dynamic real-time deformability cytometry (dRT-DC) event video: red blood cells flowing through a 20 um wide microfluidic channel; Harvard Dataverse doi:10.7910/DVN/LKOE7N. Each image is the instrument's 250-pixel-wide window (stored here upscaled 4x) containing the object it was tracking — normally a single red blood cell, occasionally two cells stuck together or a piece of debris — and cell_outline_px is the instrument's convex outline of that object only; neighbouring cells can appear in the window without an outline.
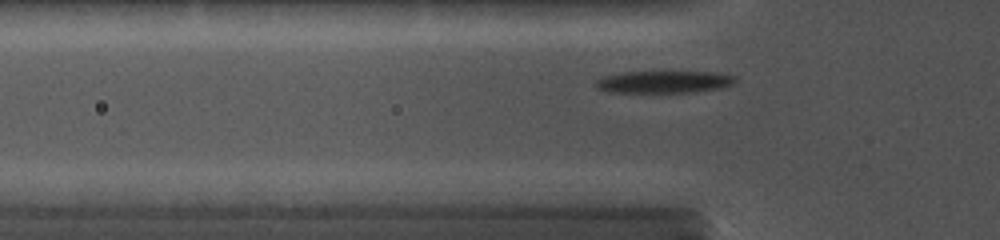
{"species": "common noctule bat (a hibernating species)", "species_latin": "Nyctalus noctula", "temperature_condition": "cold", "stored_images_in_passage": 31, "camera_frame_rate_fps": 5000, "um_per_image_px": 0.085, "animal": {"sex": "female", "body_mass_g": 19.0, "forearm_length_mm": 56.7}, "frame": {"image": 1, "passage_image": 5, "time_ms": 1.6, "image_size_px": [1000, 240], "cell_outline_px": [[736, 80], [732, 84], [724, 88], [692, 92], [608, 92], [596, 88], [596, 80], [600, 76], [624, 72], [720, 72], [736, 76]], "centroid_in_image_um": [56.45, 6.96], "position_along_channel_um": 69.4, "area_um2": 18.21}}
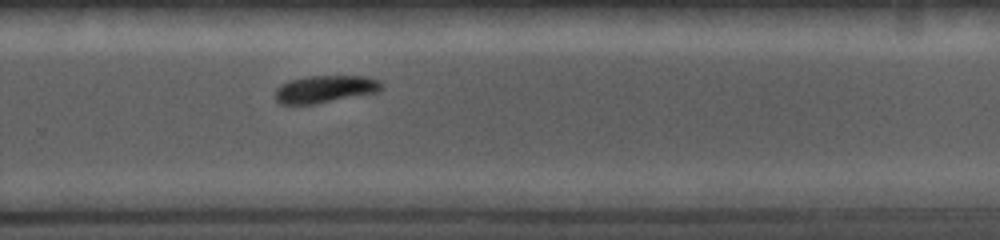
{"frame": {"image": 2, "passage_image": 22, "time_ms": 7.4, "image_size_px": [1000, 240], "cell_outline_px": [[384, 84], [380, 92], [316, 104], [280, 104], [276, 100], [276, 88], [280, 84], [288, 80], [304, 76], [368, 76], [380, 80]], "centroid_in_image_um": [27.67, 7.56], "position_along_channel_um": 302.1, "area_um2": 17.34}}
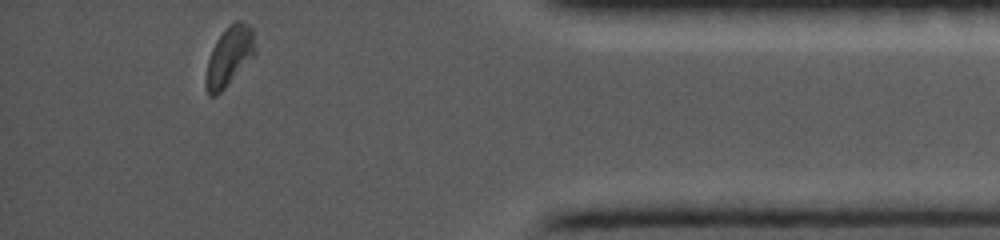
{"frame": {"image": 3, "passage_image": 31, "time_ms": 10.8, "image_size_px": [1000, 240], "cell_outline_px": [[256, 52], [224, 88], [216, 96], [208, 96], [204, 84], [204, 80], [208, 60], [212, 48], [216, 40], [228, 24], [236, 20], [240, 20], [252, 28], [256, 48]], "centroid_in_image_um": [19.45, 4.77], "position_along_channel_um": 415.7, "area_um2": 16.99}}